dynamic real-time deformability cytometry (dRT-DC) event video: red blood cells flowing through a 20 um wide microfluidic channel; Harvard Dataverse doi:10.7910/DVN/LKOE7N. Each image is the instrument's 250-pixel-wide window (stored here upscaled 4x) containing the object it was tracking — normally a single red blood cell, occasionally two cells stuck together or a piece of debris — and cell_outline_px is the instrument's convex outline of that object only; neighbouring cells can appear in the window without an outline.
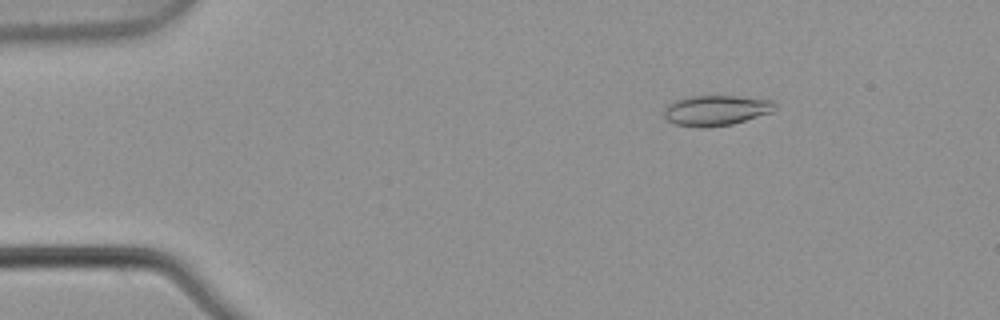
{"species": "common noctule bat (a hibernating species)", "species_latin": "Nyctalus noctula", "temperature_condition": "warm", "stored_images_in_passage": 4, "camera_frame_rate_fps": 3000, "um_per_image_px": 0.085, "animal": {"sex": "male", "body_mass_g": 21.5, "forearm_length_mm": 52.0}, "frame": {"image": 1, "passage_image": 2, "time_ms": 0.333, "image_size_px": [1000, 320], "cell_outline_px": [[776, 108], [772, 112], [732, 124], [704, 128], [700, 128], [676, 124], [668, 120], [664, 116], [664, 108], [672, 100], [688, 96], [736, 96], [772, 100], [776, 104]], "centroid_in_image_um": [60.84, 9.37], "position_along_channel_um": 24.2, "area_um2": 19.71}}